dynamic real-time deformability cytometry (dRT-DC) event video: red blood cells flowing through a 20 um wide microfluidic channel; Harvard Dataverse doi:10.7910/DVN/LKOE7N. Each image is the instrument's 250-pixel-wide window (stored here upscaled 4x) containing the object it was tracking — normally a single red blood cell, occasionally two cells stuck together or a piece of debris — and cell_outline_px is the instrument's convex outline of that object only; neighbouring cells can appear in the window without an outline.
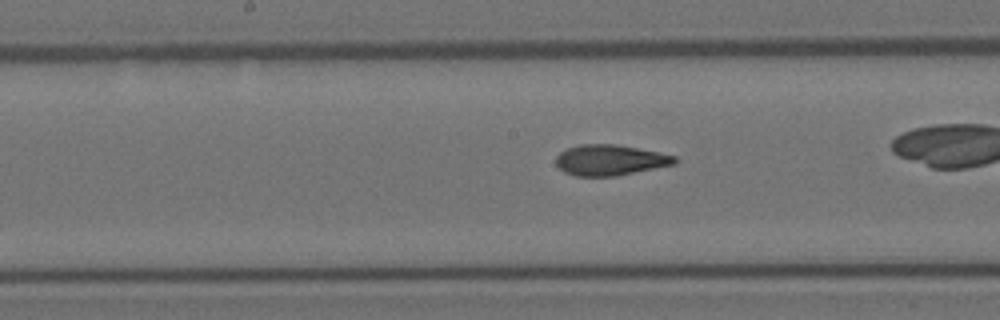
{"species": "Egyptian fruit bat (a non-hibernating species)", "species_latin": "Rousettus aegyptiacus", "temperature_condition": "room temperature", "stored_images_in_passage": 29, "camera_frame_rate_fps": 3000, "um_per_image_px": 0.085, "animal": {"sex": "female"}, "frame": {"image": 1, "passage_image": 14, "time_ms": 4.333, "image_size_px": [1000, 320], "cell_outline_px": [[676, 164], [616, 176], [576, 176], [564, 172], [556, 164], [556, 156], [560, 152], [568, 148], [580, 144], [616, 144], [676, 156]], "centroid_in_image_um": [51.83, 13.61], "position_along_channel_um": 196.4, "area_um2": 21.1}}